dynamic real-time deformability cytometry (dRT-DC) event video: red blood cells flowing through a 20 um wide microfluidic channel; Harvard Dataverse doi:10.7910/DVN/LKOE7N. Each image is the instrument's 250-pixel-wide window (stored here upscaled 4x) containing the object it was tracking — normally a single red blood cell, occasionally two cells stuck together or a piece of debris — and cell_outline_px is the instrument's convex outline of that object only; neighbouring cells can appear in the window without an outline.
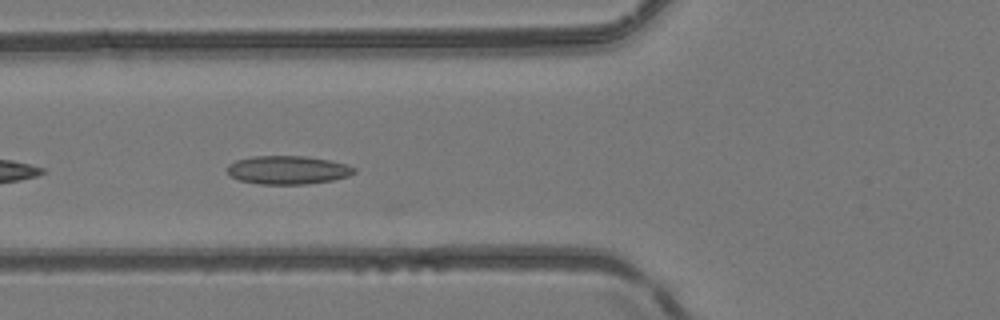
{"species": "common noctule bat (a hibernating species)", "species_latin": "Nyctalus noctula", "temperature_condition": "room temperature", "stored_images_in_passage": 13, "camera_frame_rate_fps": 3000, "um_per_image_px": 0.085, "animal": {"sex": "female", "body_mass_g": 24.6, "forearm_length_mm": 56.2}, "frame": {"image": 1, "passage_image": 10, "time_ms": 3.0, "image_size_px": [1000, 320], "cell_outline_px": [[356, 172], [348, 176], [332, 180], [308, 184], [260, 184], [240, 180], [232, 176], [228, 172], [228, 164], [236, 160], [252, 156], [304, 156], [328, 160], [348, 164], [356, 168]], "centroid_in_image_um": [24.49, 14.44], "position_along_channel_um": 101.3, "area_um2": 20.98}}